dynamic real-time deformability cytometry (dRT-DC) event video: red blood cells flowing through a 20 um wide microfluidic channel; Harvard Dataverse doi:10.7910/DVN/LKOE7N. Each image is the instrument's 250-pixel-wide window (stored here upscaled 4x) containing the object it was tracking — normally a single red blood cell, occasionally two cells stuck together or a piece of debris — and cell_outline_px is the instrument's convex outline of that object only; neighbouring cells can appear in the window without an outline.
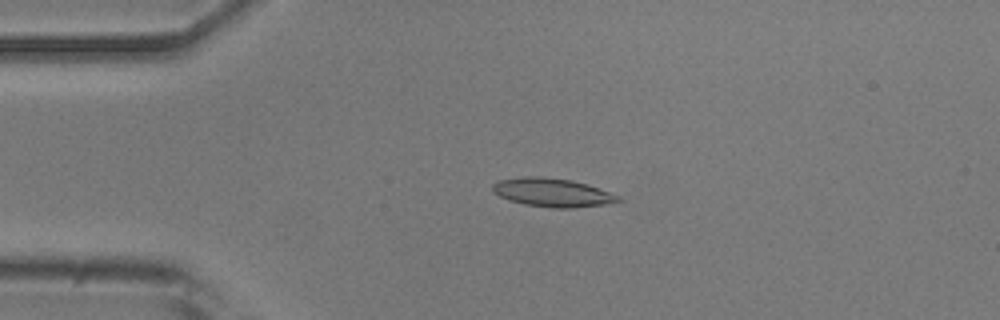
{"species": "common noctule bat (a hibernating species)", "species_latin": "Nyctalus noctula", "temperature_condition": "room temperature", "stored_images_in_passage": 33, "camera_frame_rate_fps": 3000, "um_per_image_px": 0.085, "animal": {"sex": "male", "body_mass_g": 20.5, "forearm_length_mm": 52.5}, "frame": {"image": 1, "passage_image": 4, "time_ms": 1.0, "image_size_px": [1000, 320], "cell_outline_px": [[624, 200], [604, 204], [572, 208], [552, 208], [524, 204], [508, 200], [492, 192], [492, 184], [500, 180], [524, 176], [540, 176], [572, 180], [588, 184], [620, 196]], "centroid_in_image_um": [46.94, 16.36], "position_along_channel_um": 38.1, "area_um2": 20.98}}
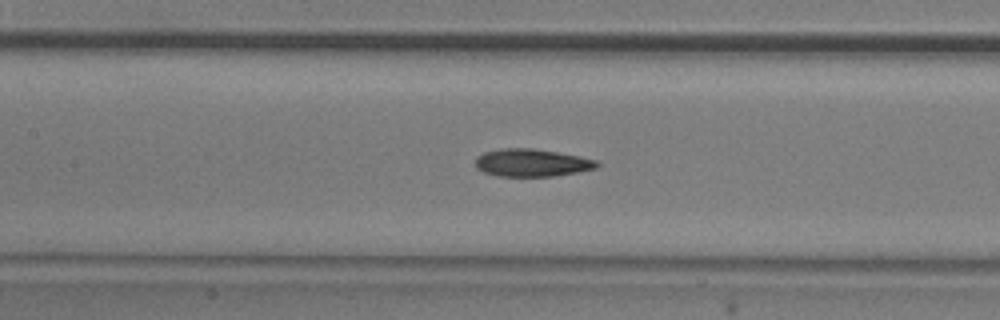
{"frame": {"image": 2, "passage_image": 16, "time_ms": 5.0, "image_size_px": [1000, 320], "cell_outline_px": [[600, 164], [596, 168], [576, 172], [552, 176], [500, 176], [484, 172], [476, 168], [476, 156], [484, 152], [500, 148], [532, 148], [580, 156], [596, 160]], "centroid_in_image_um": [45.18, 13.82], "position_along_channel_um": 162.2, "area_um2": 19.48}}
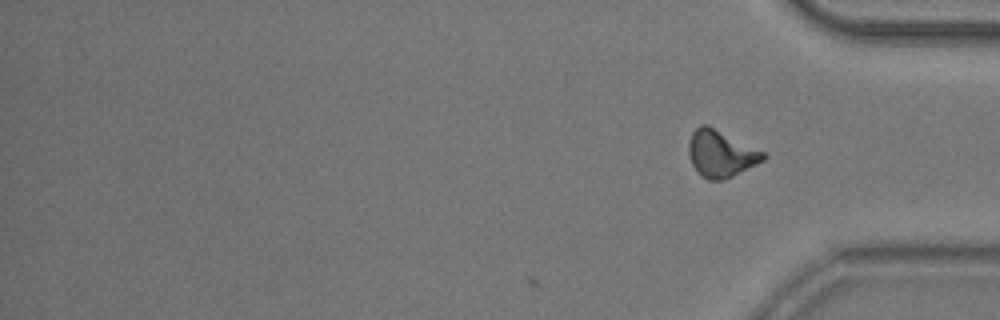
{"frame": {"image": 3, "passage_image": 33, "time_ms": 10.667, "image_size_px": [1000, 320], "cell_outline_px": [[768, 156], [764, 160], [724, 180], [708, 180], [700, 176], [692, 164], [688, 152], [688, 144], [692, 132], [700, 124], [708, 124], [764, 152]], "centroid_in_image_um": [61.25, 13.05], "position_along_channel_um": 374.0, "area_um2": 20.35}, "authors_computed_cell_mechanics": {"area_um2": 19.7098, "velocity_mm_per_s": 3.801, "shape_relaxation_time_tau1_ms": 5.0176, "shape_relaxation_time_tau2_ms": 6.7815, "deformation_change_tau1": 0.164, "deformation_change_tau2": 0.1496}}